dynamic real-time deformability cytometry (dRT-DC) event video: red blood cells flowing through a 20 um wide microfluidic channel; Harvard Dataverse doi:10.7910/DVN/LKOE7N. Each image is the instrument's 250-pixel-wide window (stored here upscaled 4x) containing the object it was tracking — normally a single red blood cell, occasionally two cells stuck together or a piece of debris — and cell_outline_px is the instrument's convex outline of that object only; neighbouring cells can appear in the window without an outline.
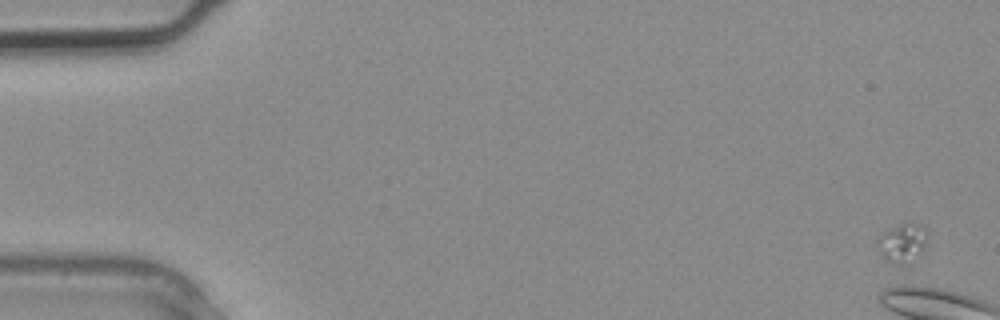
{"species": "common noctule bat (a hibernating species)", "species_latin": "Nyctalus noctula", "temperature_condition": "warm", "stored_images_in_passage": 4, "camera_frame_rate_fps": 3000, "um_per_image_px": 0.085, "animal": {"sex": "male", "body_mass_g": 20.4}, "frame": {"image": 1, "passage_image": 1, "time_ms": 0.0, "image_size_px": [1000, 320], "cell_outline_px": [[924, 244], [904, 264], [896, 264], [888, 260], [884, 256], [876, 244], [876, 240], [884, 232], [900, 224], [920, 224], [924, 228]], "centroid_in_image_um": [76.61, 20.61], "position_along_channel_um": 8.4, "area_um2": 10.12}}